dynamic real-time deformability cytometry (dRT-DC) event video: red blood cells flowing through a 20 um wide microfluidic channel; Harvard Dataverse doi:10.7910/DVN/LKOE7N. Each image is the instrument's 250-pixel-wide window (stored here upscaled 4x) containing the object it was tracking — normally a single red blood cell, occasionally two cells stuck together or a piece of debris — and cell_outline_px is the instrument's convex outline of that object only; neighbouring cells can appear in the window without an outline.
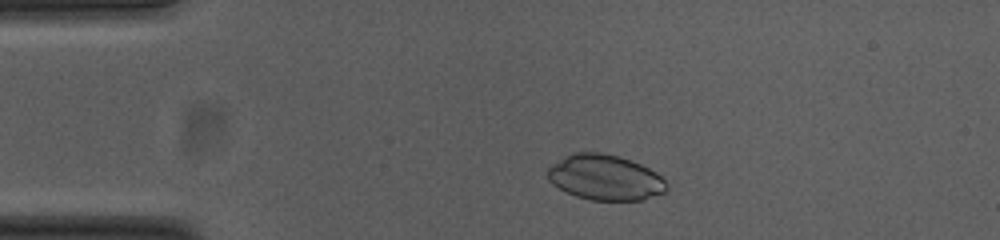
{"species": "common noctule bat (a hibernating species)", "species_latin": "Nyctalus noctula", "temperature_condition": "cold", "stored_images_in_passage": 39, "camera_frame_rate_fps": 3000, "um_per_image_px": 0.085, "animal": {"sex": "female", "body_mass_g": 23.0, "forearm_length_mm": 53.4}, "frame": {"image": 1, "passage_image": 5, "time_ms": 1.333, "image_size_px": [1000, 240], "cell_outline_px": [[668, 188], [664, 192], [640, 200], [592, 200], [576, 196], [552, 184], [548, 180], [548, 168], [564, 156], [572, 152], [600, 152], [620, 156], [640, 164], [656, 172], [668, 184]], "centroid_in_image_um": [51.43, 15.07], "position_along_channel_um": 33.6, "area_um2": 31.33}}
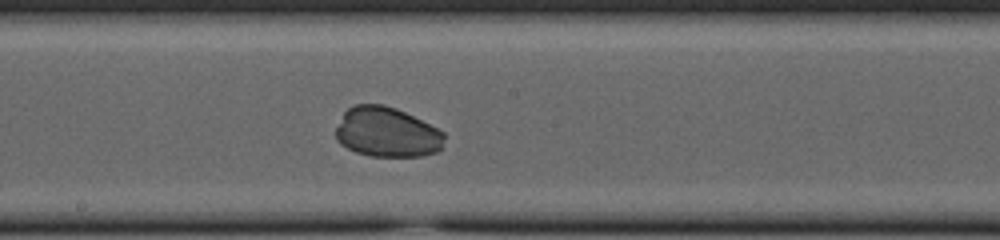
{"frame": {"image": 2, "passage_image": 23, "time_ms": 7.333, "image_size_px": [1000, 240], "cell_outline_px": [[444, 136], [440, 148], [436, 152], [420, 156], [368, 156], [356, 152], [340, 144], [336, 140], [336, 128], [344, 112], [352, 104], [384, 104], [396, 108], [444, 132]], "centroid_in_image_um": [32.84, 11.23], "position_along_channel_um": 215.4, "area_um2": 31.39}}
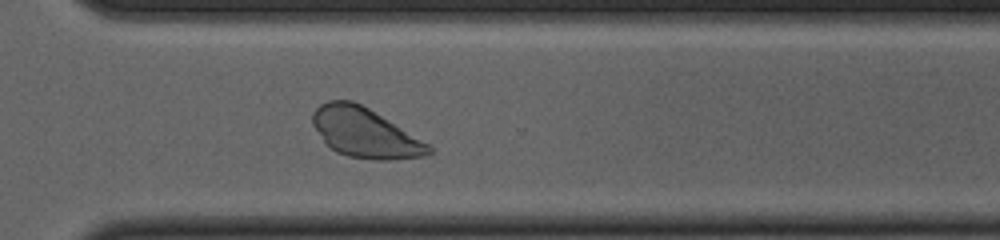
{"frame": {"image": 3, "passage_image": 33, "time_ms": 10.667, "image_size_px": [1000, 240], "cell_outline_px": [[436, 152], [424, 156], [388, 160], [376, 160], [348, 156], [336, 152], [324, 140], [312, 124], [312, 112], [320, 104], [328, 100], [352, 100], [368, 108], [436, 148]], "centroid_in_image_um": [31.05, 11.29], "position_along_channel_um": 339.6, "area_um2": 33.35}}